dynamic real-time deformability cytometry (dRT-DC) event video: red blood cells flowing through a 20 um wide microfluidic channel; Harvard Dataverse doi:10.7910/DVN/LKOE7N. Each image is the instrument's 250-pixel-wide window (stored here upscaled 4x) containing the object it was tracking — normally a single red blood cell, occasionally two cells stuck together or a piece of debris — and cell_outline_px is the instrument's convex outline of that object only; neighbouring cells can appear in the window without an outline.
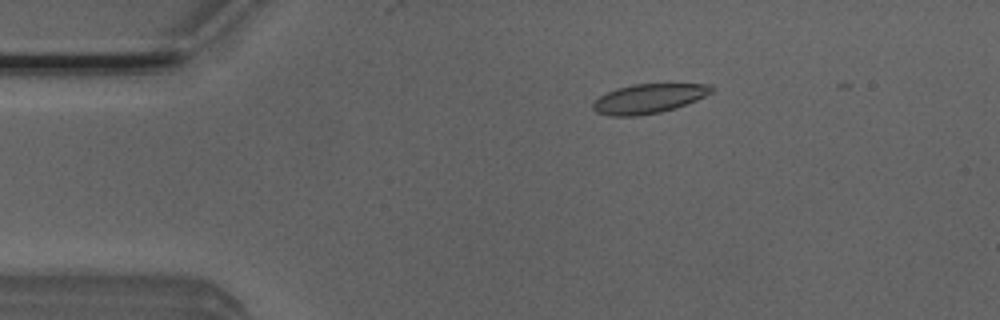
{"species": "Egyptian fruit bat (a non-hibernating species)", "species_latin": "Rousettus aegyptiacus", "temperature_condition": "room temperature", "stored_images_in_passage": 3, "camera_frame_rate_fps": 3000, "um_per_image_px": 0.085, "animal": {"sex": "male"}, "frame": {"image": 1, "passage_image": 3, "time_ms": 0.667, "image_size_px": [1000, 320], "cell_outline_px": [[716, 88], [712, 92], [696, 100], [676, 108], [660, 112], [636, 116], [608, 116], [596, 112], [592, 108], [592, 104], [600, 96], [616, 88], [632, 84], [712, 84]], "centroid_in_image_um": [55.14, 8.38], "position_along_channel_um": 29.9, "area_um2": 20.35}}